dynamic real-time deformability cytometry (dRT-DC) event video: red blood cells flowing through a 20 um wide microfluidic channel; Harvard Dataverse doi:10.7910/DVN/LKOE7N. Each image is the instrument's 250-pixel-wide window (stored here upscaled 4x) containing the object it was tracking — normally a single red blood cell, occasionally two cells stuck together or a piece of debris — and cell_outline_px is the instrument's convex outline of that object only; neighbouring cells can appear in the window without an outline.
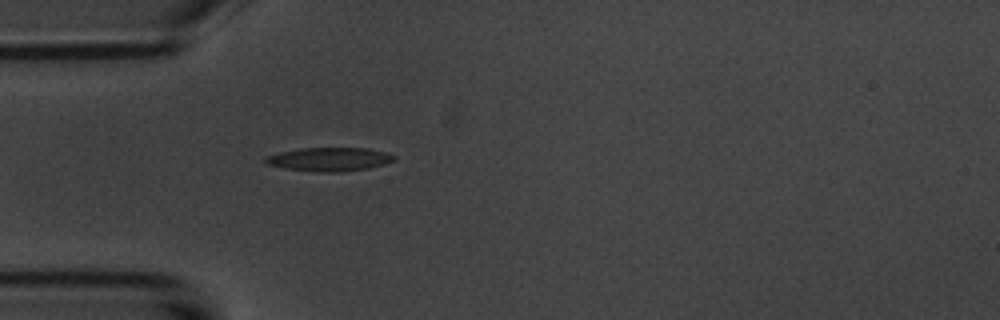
{"species": "common noctule bat (a hibernating species)", "species_latin": "Nyctalus noctula", "temperature_condition": "room temperature", "stored_images_in_passage": 1, "camera_frame_rate_fps": 3000, "um_per_image_px": 0.085, "animal": {"sex": "male", "body_mass_g": 20.1, "forearm_length_mm": 53.5}, "frame": {"image": 1, "passage_image": 1, "time_ms": 0.0, "image_size_px": [1000, 320], "cell_outline_px": [[396, 160], [384, 164], [368, 168], [340, 172], [316, 172], [284, 168], [264, 164], [264, 156], [280, 152], [300, 148], [368, 148], [384, 152], [396, 156]], "centroid_in_image_um": [27.95, 13.54], "position_along_channel_um": 57.0, "area_um2": 17.86}}